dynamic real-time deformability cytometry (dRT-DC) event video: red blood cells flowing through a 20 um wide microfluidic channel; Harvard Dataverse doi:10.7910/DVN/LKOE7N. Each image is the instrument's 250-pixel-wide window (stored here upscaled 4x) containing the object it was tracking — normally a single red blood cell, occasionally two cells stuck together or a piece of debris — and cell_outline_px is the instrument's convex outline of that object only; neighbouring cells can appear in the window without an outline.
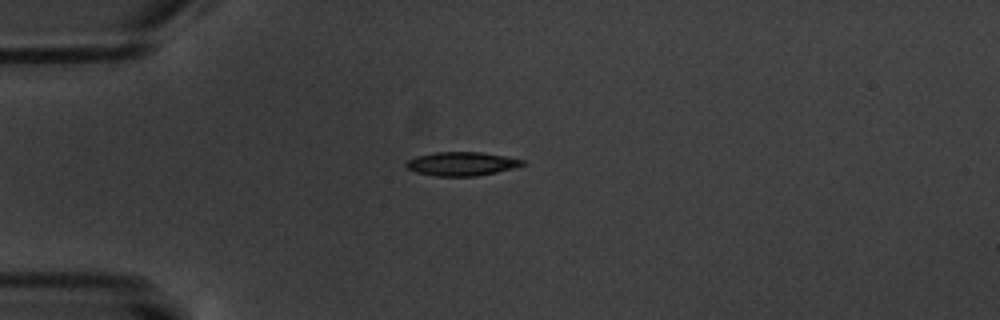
{"species": "common noctule bat (a hibernating species)", "species_latin": "Nyctalus noctula", "temperature_condition": "warm", "stored_images_in_passage": 4, "camera_frame_rate_fps": 3000, "um_per_image_px": 0.085, "animal": {"sex": "male", "body_mass_g": 20.1, "forearm_length_mm": 53.5}, "frame": {"image": 1, "passage_image": 1, "time_ms": 0.0, "image_size_px": [1000, 320], "cell_outline_px": [[528, 164], [516, 168], [476, 176], [436, 176], [416, 172], [408, 168], [404, 164], [408, 160], [416, 156], [436, 152], [480, 152], [504, 156], [524, 160]], "centroid_in_image_um": [39.27, 13.92], "position_along_channel_um": 45.7, "area_um2": 16.13}}